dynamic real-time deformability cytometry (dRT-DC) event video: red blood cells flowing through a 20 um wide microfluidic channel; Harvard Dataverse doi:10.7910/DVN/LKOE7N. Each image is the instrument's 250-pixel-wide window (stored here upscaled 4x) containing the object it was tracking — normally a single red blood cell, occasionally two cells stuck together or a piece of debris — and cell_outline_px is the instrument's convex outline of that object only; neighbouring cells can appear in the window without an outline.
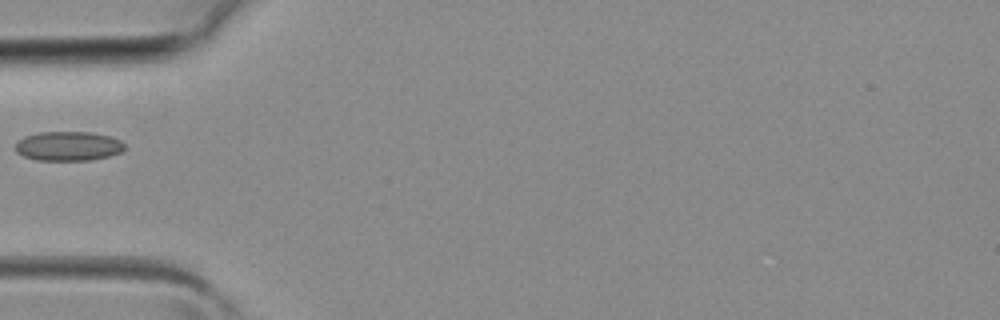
{"species": "common noctule bat (a hibernating species)", "species_latin": "Nyctalus noctula", "temperature_condition": "room temperature", "stored_images_in_passage": 2, "camera_frame_rate_fps": 3000, "um_per_image_px": 0.085, "animal": {"sex": "female", "body_mass_g": 19.3, "forearm_length_mm": 54.1}, "frame": {"image": 1, "passage_image": 2, "time_ms": 0.333, "image_size_px": [1000, 320], "cell_outline_px": [[124, 148], [120, 152], [108, 156], [88, 160], [36, 160], [24, 156], [16, 152], [16, 144], [24, 136], [36, 132], [92, 132], [112, 136], [120, 140], [124, 144]], "centroid_in_image_um": [5.8, 12.4], "position_along_channel_um": 79.2, "area_um2": 18.67}}